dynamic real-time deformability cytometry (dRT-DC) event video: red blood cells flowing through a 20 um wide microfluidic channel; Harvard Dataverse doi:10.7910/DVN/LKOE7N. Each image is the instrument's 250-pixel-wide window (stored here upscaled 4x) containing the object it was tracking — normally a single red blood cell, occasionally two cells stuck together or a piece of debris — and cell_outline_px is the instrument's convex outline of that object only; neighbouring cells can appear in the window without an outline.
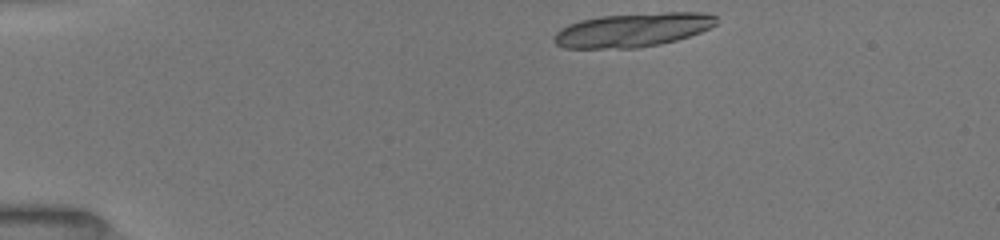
{"species": "common noctule bat (a hibernating species)", "species_latin": "Nyctalus noctula", "temperature_condition": "room temperature", "stored_images_in_passage": 12, "camera_frame_rate_fps": 3000, "um_per_image_px": 0.085, "animal": {"sex": "female", "body_mass_g": 19.5, "forearm_length_mm": 54.1}, "frame": {"image": 1, "passage_image": 1, "time_ms": 0.0, "image_size_px": [1000, 240], "cell_outline_px": [[716, 24], [700, 32], [676, 40], [660, 44], [636, 48], [564, 48], [556, 44], [552, 40], [556, 32], [560, 28], [568, 24], [580, 20], [600, 16], [664, 12], [704, 12], [716, 16]], "centroid_in_image_um": [53.75, 2.54], "position_along_channel_um": 31.3, "area_um2": 32.08}}